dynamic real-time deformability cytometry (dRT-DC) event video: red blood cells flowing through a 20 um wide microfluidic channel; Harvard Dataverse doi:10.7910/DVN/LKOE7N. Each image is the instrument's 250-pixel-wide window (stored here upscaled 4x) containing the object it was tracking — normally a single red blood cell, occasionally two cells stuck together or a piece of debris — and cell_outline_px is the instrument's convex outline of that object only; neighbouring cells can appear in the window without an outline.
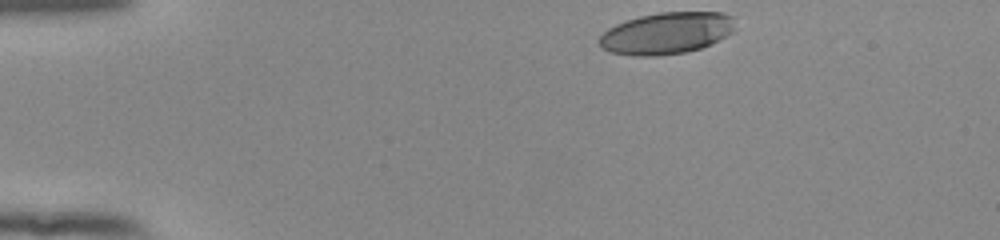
{"species": "human", "species_latin": "Homo sapiens", "temperature_condition": "room temperature", "stored_images_in_passage": 38, "camera_frame_rate_fps": 3000, "um_per_image_px": 0.085, "donor": {"sex": "female"}, "frame": {"image": 1, "passage_image": 1, "time_ms": 0.0, "image_size_px": [1000, 240], "cell_outline_px": [[736, 28], [732, 32], [700, 48], [684, 52], [656, 56], [636, 56], [608, 52], [600, 48], [596, 40], [608, 28], [616, 24], [640, 16], [660, 12], [724, 12], [732, 16]], "centroid_in_image_um": [56.6, 2.82], "position_along_channel_um": 28.4, "area_um2": 33.06}}
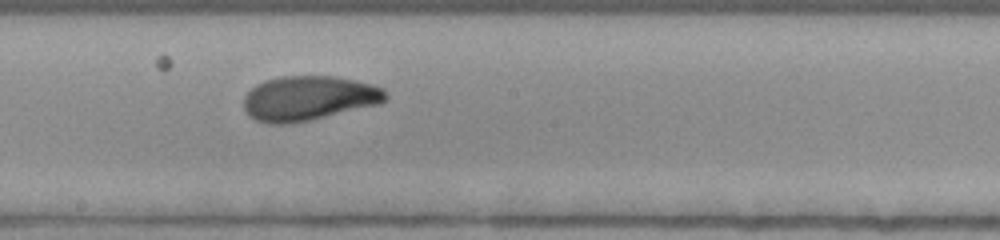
{"frame": {"image": 2, "passage_image": 22, "time_ms": 7.0, "image_size_px": [1000, 240], "cell_outline_px": [[388, 100], [380, 104], [308, 120], [288, 124], [268, 124], [256, 120], [248, 116], [244, 108], [244, 96], [256, 84], [264, 80], [280, 76], [336, 76], [384, 88], [388, 96]], "centroid_in_image_um": [26.22, 8.35], "position_along_channel_um": 222.0, "area_um2": 36.93}}
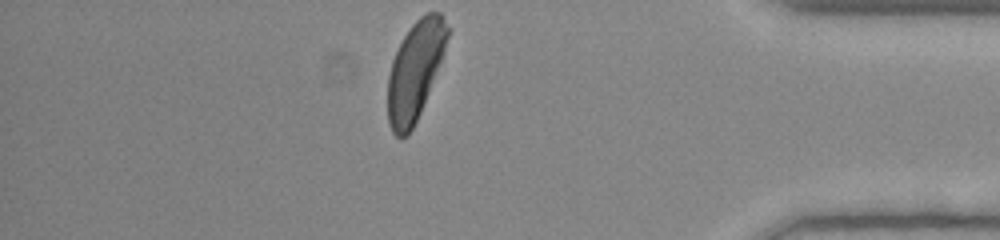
{"frame": {"image": 3, "passage_image": 38, "time_ms": 12.333, "image_size_px": [1000, 240], "cell_outline_px": [[452, 28], [444, 52], [420, 112], [408, 136], [396, 136], [392, 132], [388, 124], [388, 76], [392, 60], [404, 36], [412, 24], [420, 16], [428, 12], [440, 12]], "centroid_in_image_um": [35.3, 5.96], "position_along_channel_um": 399.9, "area_um2": 34.04}}